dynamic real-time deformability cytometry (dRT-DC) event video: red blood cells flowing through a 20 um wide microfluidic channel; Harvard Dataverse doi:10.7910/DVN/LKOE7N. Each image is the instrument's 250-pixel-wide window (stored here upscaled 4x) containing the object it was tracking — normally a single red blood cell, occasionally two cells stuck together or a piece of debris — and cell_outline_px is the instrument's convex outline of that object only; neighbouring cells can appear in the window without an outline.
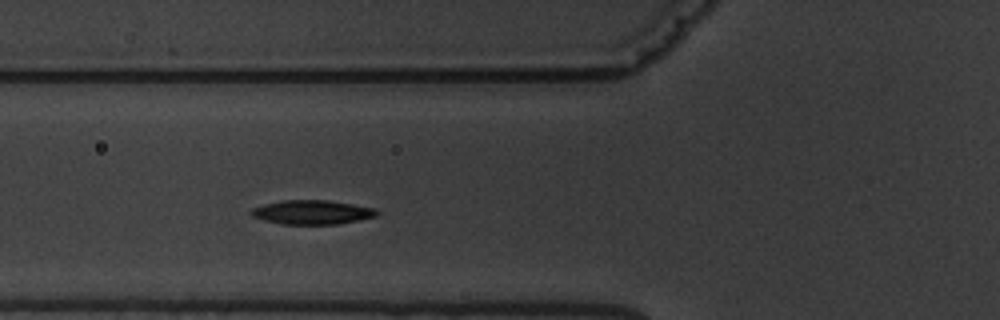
{"species": "common noctule bat (a hibernating species)", "species_latin": "Nyctalus noctula", "temperature_condition": "warm", "stored_images_in_passage": 3, "camera_frame_rate_fps": 3000, "um_per_image_px": 0.085, "animal": {"sex": "male", "body_mass_g": 19.5, "forearm_length_mm": 54.6}, "frame": {"image": 1, "passage_image": 3, "time_ms": 2.333, "image_size_px": [1000, 320], "cell_outline_px": [[380, 212], [376, 216], [360, 220], [336, 224], [280, 224], [264, 220], [252, 216], [248, 212], [252, 208], [264, 204], [280, 200], [328, 200], [376, 208]], "centroid_in_image_um": [26.52, 18.03], "position_along_channel_um": 99.3, "area_um2": 17.8}}